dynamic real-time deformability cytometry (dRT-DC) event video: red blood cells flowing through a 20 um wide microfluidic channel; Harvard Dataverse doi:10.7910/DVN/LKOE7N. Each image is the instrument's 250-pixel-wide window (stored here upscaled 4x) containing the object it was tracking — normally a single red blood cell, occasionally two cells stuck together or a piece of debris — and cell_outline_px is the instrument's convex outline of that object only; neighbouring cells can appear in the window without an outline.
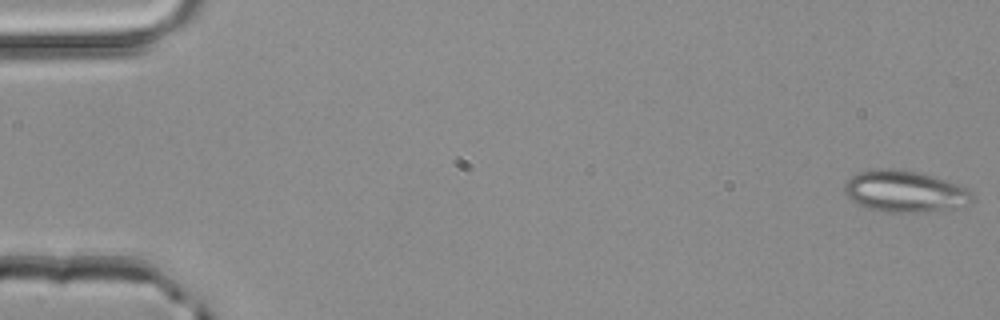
{"species": "common noctule bat (a hibernating species)", "species_latin": "Nyctalus noctula", "temperature_condition": "room temperature", "stored_images_in_passage": 51, "camera_frame_rate_fps": 3000, "um_per_image_px": 0.085, "animal": {"sex": "male", "body_mass_g": 20.4}, "frame": {"image": 1, "passage_image": 1, "time_ms": 0.0, "image_size_px": [1000, 320], "cell_outline_px": [[976, 196], [964, 208], [920, 212], [888, 212], [864, 208], [852, 200], [844, 192], [844, 184], [856, 172], [876, 168], [896, 168], [916, 172], [944, 180], [968, 188]], "centroid_in_image_um": [76.92, 16.28], "position_along_channel_um": 8.1, "area_um2": 31.27}}
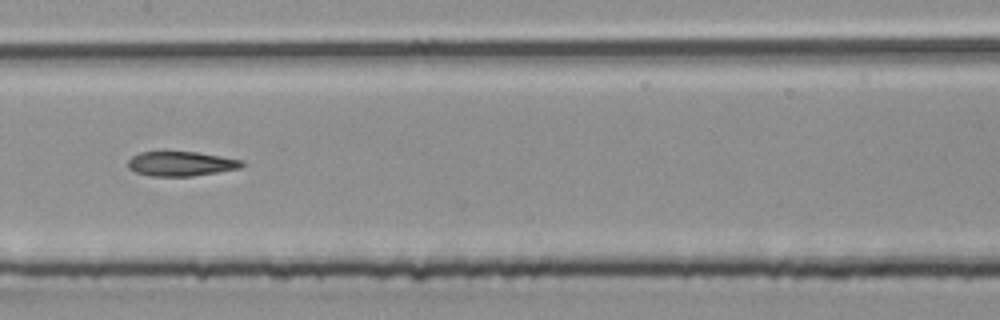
{"frame": {"image": 2, "passage_image": 26, "time_ms": 8.333, "image_size_px": [1000, 320], "cell_outline_px": [[244, 164], [240, 168], [192, 176], [152, 176], [136, 172], [128, 168], [128, 160], [132, 156], [140, 152], [196, 152], [244, 160]], "centroid_in_image_um": [15.38, 13.91], "position_along_channel_um": 192.0, "area_um2": 16.18}}
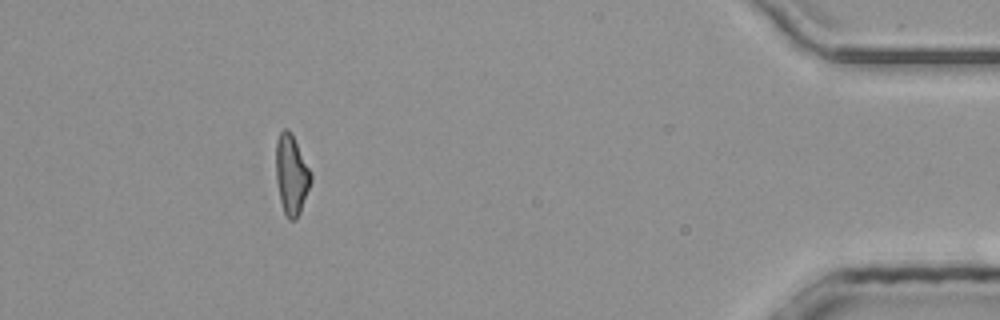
{"frame": {"image": 3, "passage_image": 46, "time_ms": 15.0, "image_size_px": [1000, 320], "cell_outline_px": [[312, 180], [300, 212], [296, 220], [288, 220], [284, 212], [280, 200], [276, 180], [276, 140], [280, 132], [284, 128], [288, 128], [292, 132], [312, 172]], "centroid_in_image_um": [24.78, 14.81], "position_along_channel_um": 410.4, "area_um2": 16.53}, "authors_computed_cell_mechanics": {"area_um2": 17.1666, "velocity_mm_per_s": 4.1837, "shape_relaxation_time_tau1_ms": null, "shape_relaxation_time_tau2_ms": 6.924, "deformation_change_tau1": null, "deformation_change_tau2": 0.195}}